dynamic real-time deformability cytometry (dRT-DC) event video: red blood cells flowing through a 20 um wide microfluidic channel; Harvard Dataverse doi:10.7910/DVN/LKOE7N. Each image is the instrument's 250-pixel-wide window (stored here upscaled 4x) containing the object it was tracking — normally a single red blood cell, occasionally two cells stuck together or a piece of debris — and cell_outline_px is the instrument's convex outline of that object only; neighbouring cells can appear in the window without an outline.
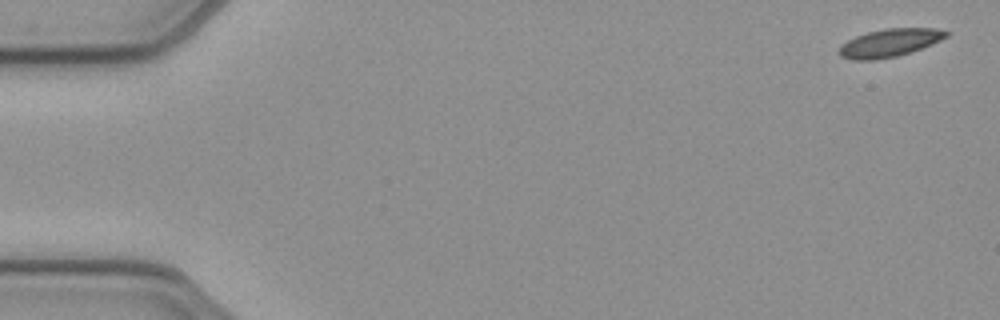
{"species": "common noctule bat (a hibernating species)", "species_latin": "Nyctalus noctula", "temperature_condition": "cold", "stored_images_in_passage": 52, "camera_frame_rate_fps": 3000, "um_per_image_px": 0.085, "animal": {"sex": "female", "body_mass_g": 21.9}, "frame": {"image": 1, "passage_image": 1, "time_ms": 0.0, "image_size_px": [1000, 320], "cell_outline_px": [[948, 36], [940, 40], [912, 52], [896, 56], [872, 60], [852, 60], [840, 56], [836, 52], [840, 44], [856, 36], [868, 32], [884, 28], [936, 28], [948, 32]], "centroid_in_image_um": [75.56, 3.64], "position_along_channel_um": 9.4, "area_um2": 17.51}}
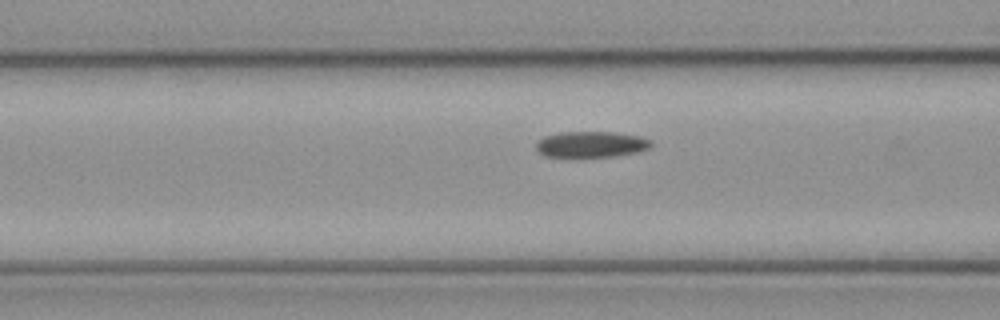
{"frame": {"image": 2, "passage_image": 20, "time_ms": 6.333, "image_size_px": [1000, 320], "cell_outline_px": [[652, 144], [648, 148], [636, 152], [616, 156], [576, 160], [544, 156], [536, 148], [536, 140], [544, 136], [560, 132], [616, 132], [640, 136], [652, 140]], "centroid_in_image_um": [50.18, 12.31], "position_along_channel_um": 116.4, "area_um2": 18.38}}
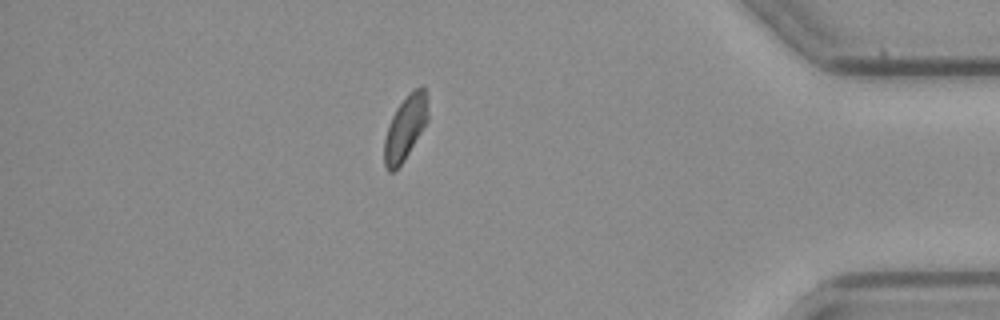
{"frame": {"image": 3, "passage_image": 45, "time_ms": 14.667, "image_size_px": [1000, 320], "cell_outline_px": [[428, 120], [404, 160], [392, 172], [388, 172], [384, 164], [384, 140], [388, 124], [396, 108], [408, 92], [412, 88], [424, 84], [428, 96]], "centroid_in_image_um": [34.47, 10.78], "position_along_channel_um": 400.7, "area_um2": 16.65}, "authors_computed_cell_mechanics": {"area_um2": 17.7735, "velocity_mm_per_s": 3.8986, "shape_relaxation_time_tau1_ms": null, "shape_relaxation_time_tau2_ms": 3.395, "deformation_change_tau1": null, "deformation_change_tau2": 0.0772}}